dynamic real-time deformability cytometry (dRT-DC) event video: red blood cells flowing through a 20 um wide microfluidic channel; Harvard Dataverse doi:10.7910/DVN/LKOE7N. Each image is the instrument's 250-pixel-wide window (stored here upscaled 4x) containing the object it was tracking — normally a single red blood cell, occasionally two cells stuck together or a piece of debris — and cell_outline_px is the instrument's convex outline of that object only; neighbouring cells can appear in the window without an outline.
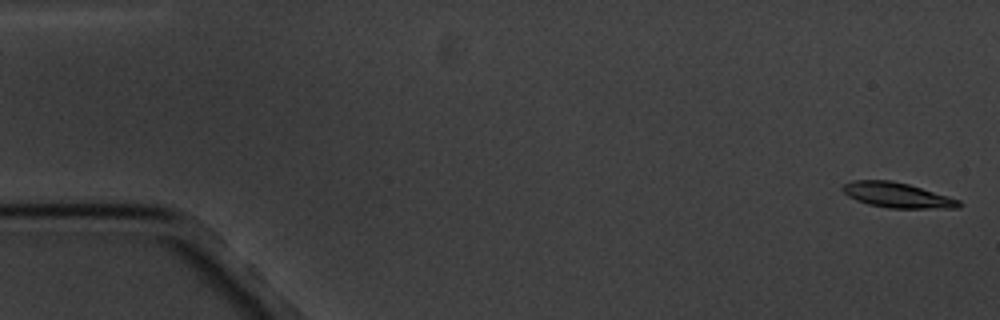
{"species": "common noctule bat (a hibernating species)", "species_latin": "Nyctalus noctula", "temperature_condition": "cold", "stored_images_in_passage": 7, "camera_frame_rate_fps": 3000, "um_per_image_px": 0.085, "animal": {"sex": "male", "body_mass_g": 20.1, "forearm_length_mm": 53.5}, "frame": {"image": 1, "passage_image": 1, "time_ms": 0.0, "image_size_px": [1000, 320], "cell_outline_px": [[964, 204], [956, 208], [888, 208], [868, 204], [856, 200], [848, 196], [840, 188], [844, 184], [856, 180], [892, 180], [908, 184], [948, 196], [960, 200]], "centroid_in_image_um": [76.26, 16.59], "position_along_channel_um": 8.7, "area_um2": 16.99}}
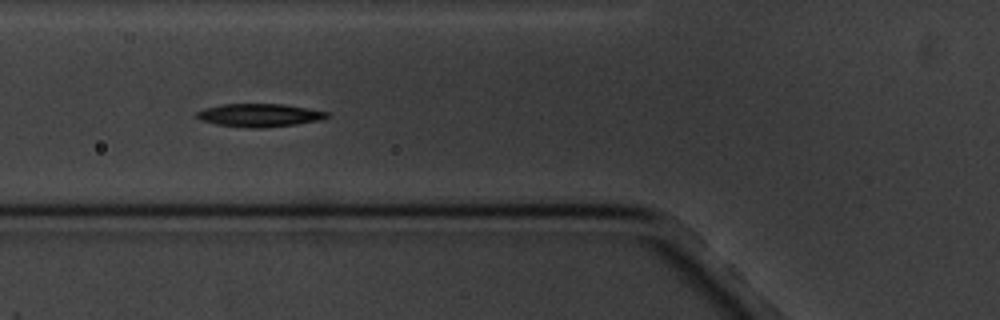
{"frame": {"image": 2, "passage_image": 6, "time_ms": 6.667, "image_size_px": [1000, 320], "cell_outline_px": [[328, 116], [320, 120], [296, 124], [260, 128], [244, 128], [216, 124], [200, 120], [196, 116], [196, 112], [204, 108], [224, 104], [284, 104], [328, 112]], "centroid_in_image_um": [22.01, 9.8], "position_along_channel_um": 103.8, "area_um2": 17.46}}
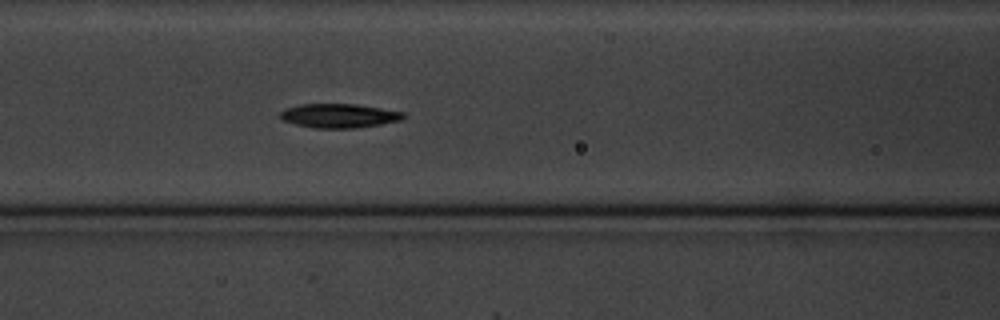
{"frame": {"image": 3, "passage_image": 7, "time_ms": 7.667, "image_size_px": [1000, 320], "cell_outline_px": [[404, 116], [400, 120], [380, 124], [352, 128], [312, 128], [296, 124], [284, 120], [280, 116], [280, 112], [284, 108], [300, 104], [356, 104], [404, 112]], "centroid_in_image_um": [28.78, 9.83], "position_along_channel_um": 137.8, "area_um2": 17.11}}